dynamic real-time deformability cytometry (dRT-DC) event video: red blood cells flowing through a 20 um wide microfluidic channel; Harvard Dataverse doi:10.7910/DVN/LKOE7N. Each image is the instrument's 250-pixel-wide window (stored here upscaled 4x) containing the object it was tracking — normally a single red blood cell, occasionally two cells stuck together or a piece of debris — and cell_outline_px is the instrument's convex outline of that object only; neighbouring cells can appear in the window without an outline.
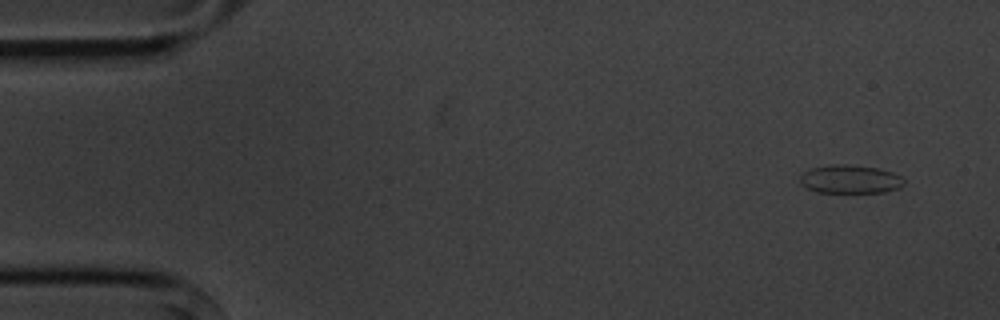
{"species": "common noctule bat (a hibernating species)", "species_latin": "Nyctalus noctula", "temperature_condition": "cold", "stored_images_in_passage": 4, "camera_frame_rate_fps": 3000, "um_per_image_px": 0.085, "animal": {"sex": "male", "body_mass_g": 20.1, "forearm_length_mm": 53.5}, "frame": {"image": 1, "passage_image": 1, "time_ms": 0.0, "image_size_px": [1000, 320], "cell_outline_px": [[904, 184], [900, 188], [884, 192], [816, 192], [800, 184], [800, 176], [804, 172], [812, 168], [832, 164], [848, 164], [876, 168], [892, 172], [900, 176], [904, 180]], "centroid_in_image_um": [72.26, 15.23], "position_along_channel_um": 12.7, "area_um2": 17.17}}